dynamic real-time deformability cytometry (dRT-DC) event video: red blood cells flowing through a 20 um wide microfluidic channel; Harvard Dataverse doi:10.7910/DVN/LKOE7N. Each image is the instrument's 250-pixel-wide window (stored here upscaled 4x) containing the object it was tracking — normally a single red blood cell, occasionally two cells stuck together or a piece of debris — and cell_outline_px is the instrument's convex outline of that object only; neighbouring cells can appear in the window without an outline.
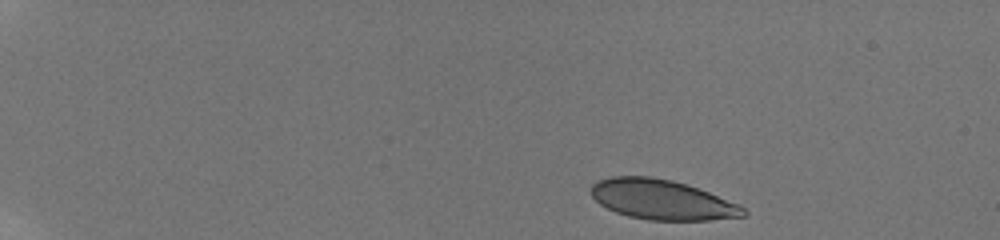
{"species": "human", "species_latin": "Homo sapiens", "temperature_condition": "room temperature", "stored_images_in_passage": 15, "camera_frame_rate_fps": 3000, "um_per_image_px": 0.085, "donor": {"sex": "male"}, "frame": {"image": 1, "passage_image": 1, "time_ms": 0.0, "image_size_px": [1000, 240], "cell_outline_px": [[748, 212], [744, 216], [708, 220], [648, 220], [628, 216], [616, 212], [600, 204], [592, 196], [592, 184], [596, 180], [612, 176], [652, 176], [672, 180], [688, 184], [740, 204]], "centroid_in_image_um": [56.28, 16.96], "position_along_channel_um": 28.7, "area_um2": 35.55}}
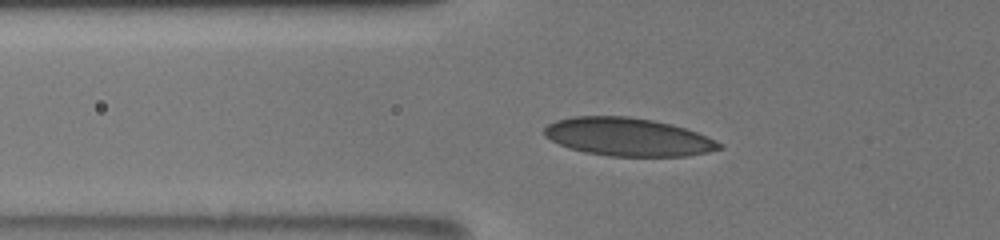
{"frame": {"image": 2, "passage_image": 7, "time_ms": 4.333, "image_size_px": [1000, 240], "cell_outline_px": [[724, 148], [708, 152], [688, 156], [608, 156], [584, 152], [568, 148], [544, 136], [544, 128], [548, 124], [556, 120], [572, 116], [628, 116], [652, 120], [672, 124], [696, 132], [724, 144]], "centroid_in_image_um": [53.37, 11.64], "position_along_channel_um": 72.4, "area_um2": 38.96}}
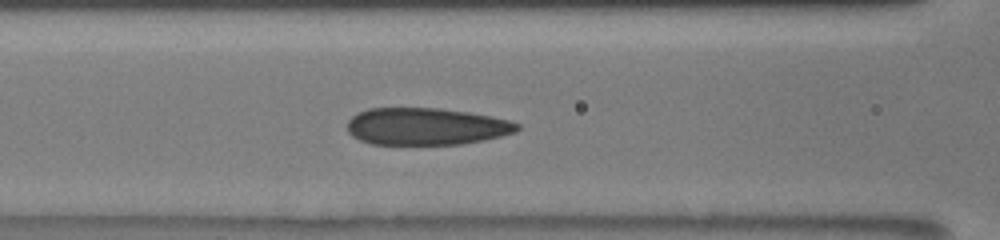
{"frame": {"image": 3, "passage_image": 12, "time_ms": 6.0, "image_size_px": [1000, 240], "cell_outline_px": [[520, 128], [516, 132], [484, 140], [464, 144], [372, 144], [360, 140], [352, 136], [348, 132], [348, 120], [356, 112], [368, 108], [440, 108], [468, 112], [492, 116], [508, 120], [520, 124]], "centroid_in_image_um": [36.22, 10.74], "position_along_channel_um": 130.4, "area_um2": 36.93}}